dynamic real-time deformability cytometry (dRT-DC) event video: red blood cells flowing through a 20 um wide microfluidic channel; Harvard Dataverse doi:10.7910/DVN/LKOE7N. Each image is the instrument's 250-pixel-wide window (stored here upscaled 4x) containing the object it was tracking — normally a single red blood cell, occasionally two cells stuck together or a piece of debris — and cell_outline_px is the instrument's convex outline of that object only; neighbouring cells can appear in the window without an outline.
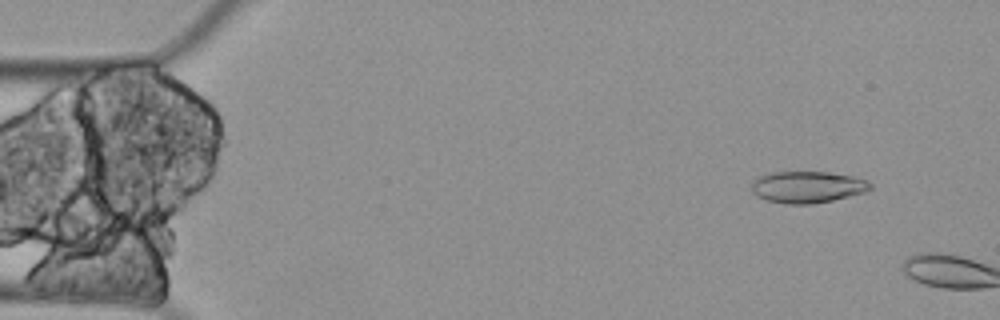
{"species": "Egyptian fruit bat (a non-hibernating species)", "species_latin": "Rousettus aegyptiacus", "temperature_condition": "cold", "stored_images_in_passage": 3, "camera_frame_rate_fps": 3000, "um_per_image_px": 0.085, "animal": {"sex": "female"}, "frame": {"image": 1, "passage_image": 2, "time_ms": 0.333, "image_size_px": [1000, 320], "cell_outline_px": [[872, 188], [868, 192], [832, 200], [812, 204], [788, 204], [768, 200], [756, 196], [752, 192], [752, 180], [756, 176], [772, 172], [828, 172], [852, 176], [868, 180], [872, 184]], "centroid_in_image_um": [68.64, 15.89], "position_along_channel_um": 16.4, "area_um2": 22.14}}